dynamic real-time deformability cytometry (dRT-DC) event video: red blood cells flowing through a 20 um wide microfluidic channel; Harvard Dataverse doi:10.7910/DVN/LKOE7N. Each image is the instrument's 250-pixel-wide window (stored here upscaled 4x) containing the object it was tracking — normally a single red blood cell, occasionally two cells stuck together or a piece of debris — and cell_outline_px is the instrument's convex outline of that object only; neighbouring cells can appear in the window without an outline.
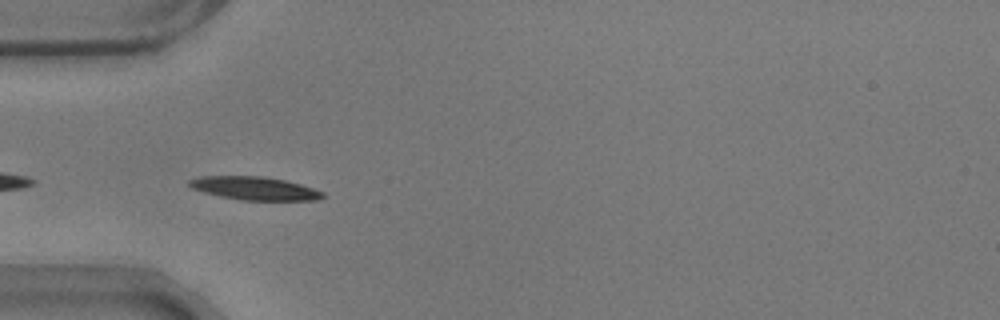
{"species": "common noctule bat (a hibernating species)", "species_latin": "Nyctalus noctula", "temperature_condition": "warm", "stored_images_in_passage": 5, "camera_frame_rate_fps": 3000, "um_per_image_px": 0.085, "animal": {"sex": "male", "body_mass_g": 17.9}, "frame": {"image": 1, "passage_image": 2, "time_ms": 0.333, "image_size_px": [1000, 320], "cell_outline_px": [[324, 196], [320, 200], [240, 200], [220, 196], [204, 192], [192, 188], [188, 184], [188, 180], [200, 176], [264, 176], [284, 180], [300, 184], [324, 192]], "centroid_in_image_um": [21.63, 16.0], "position_along_channel_um": 63.4, "area_um2": 18.03}}